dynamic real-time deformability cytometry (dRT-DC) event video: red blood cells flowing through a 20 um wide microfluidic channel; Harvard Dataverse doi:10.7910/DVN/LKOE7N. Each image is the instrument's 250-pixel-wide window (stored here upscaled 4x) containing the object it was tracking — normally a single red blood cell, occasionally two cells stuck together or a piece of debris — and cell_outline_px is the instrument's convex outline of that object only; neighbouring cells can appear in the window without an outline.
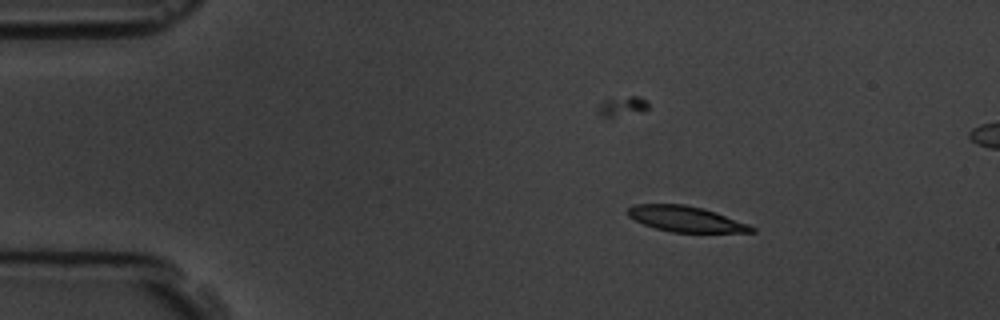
{"species": "common noctule bat (a hibernating species)", "species_latin": "Nyctalus noctula", "temperature_condition": "room temperature", "stored_images_in_passage": 4, "camera_frame_rate_fps": 3000, "um_per_image_px": 0.085, "animal": {"sex": "male", "body_mass_g": 19.5, "forearm_length_mm": 54.6}, "frame": {"image": 1, "passage_image": 1, "time_ms": 0.0, "image_size_px": [1000, 320], "cell_outline_px": [[756, 232], [672, 232], [656, 228], [644, 224], [628, 216], [628, 208], [632, 204], [684, 204], [704, 208], [716, 212], [748, 224], [756, 228]], "centroid_in_image_um": [58.3, 18.6], "position_along_channel_um": 26.7, "area_um2": 18.38}}